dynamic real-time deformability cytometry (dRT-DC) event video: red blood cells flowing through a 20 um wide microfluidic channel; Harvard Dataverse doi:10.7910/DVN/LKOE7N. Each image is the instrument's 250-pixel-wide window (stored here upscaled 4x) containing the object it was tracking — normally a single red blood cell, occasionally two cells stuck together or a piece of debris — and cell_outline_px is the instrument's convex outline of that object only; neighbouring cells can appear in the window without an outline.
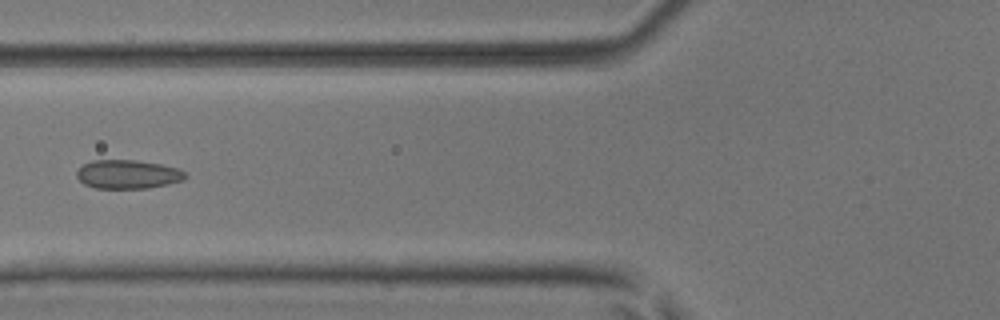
{"species": "common noctule bat (a hibernating species)", "species_latin": "Nyctalus noctula", "temperature_condition": "room temperature", "stored_images_in_passage": 5, "camera_frame_rate_fps": 3000, "um_per_image_px": 0.085, "animal": {"sex": "male", "body_mass_g": 17.9, "forearm_length_mm": 54.2}, "frame": {"image": 1, "passage_image": 4, "time_ms": 1.0, "image_size_px": [1000, 320], "cell_outline_px": [[188, 176], [184, 180], [168, 184], [148, 188], [96, 188], [84, 184], [76, 176], [76, 172], [84, 164], [92, 160], [132, 160], [160, 164], [176, 168], [184, 172]], "centroid_in_image_um": [10.86, 14.82], "position_along_channel_um": 114.9, "area_um2": 18.09}}
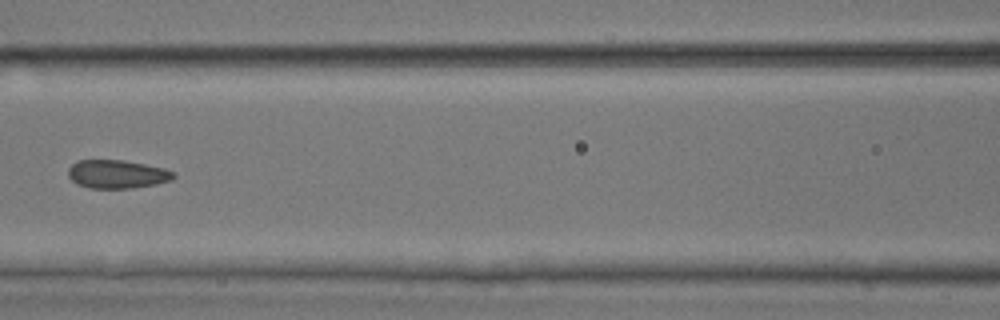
{"frame": {"image": 2, "passage_image": 5, "time_ms": 1.333, "image_size_px": [1000, 320], "cell_outline_px": [[176, 176], [172, 180], [156, 184], [128, 188], [88, 188], [76, 184], [68, 176], [68, 168], [76, 160], [124, 160], [164, 168], [172, 172]], "centroid_in_image_um": [9.92, 14.8], "position_along_channel_um": 156.7, "area_um2": 17.46}}